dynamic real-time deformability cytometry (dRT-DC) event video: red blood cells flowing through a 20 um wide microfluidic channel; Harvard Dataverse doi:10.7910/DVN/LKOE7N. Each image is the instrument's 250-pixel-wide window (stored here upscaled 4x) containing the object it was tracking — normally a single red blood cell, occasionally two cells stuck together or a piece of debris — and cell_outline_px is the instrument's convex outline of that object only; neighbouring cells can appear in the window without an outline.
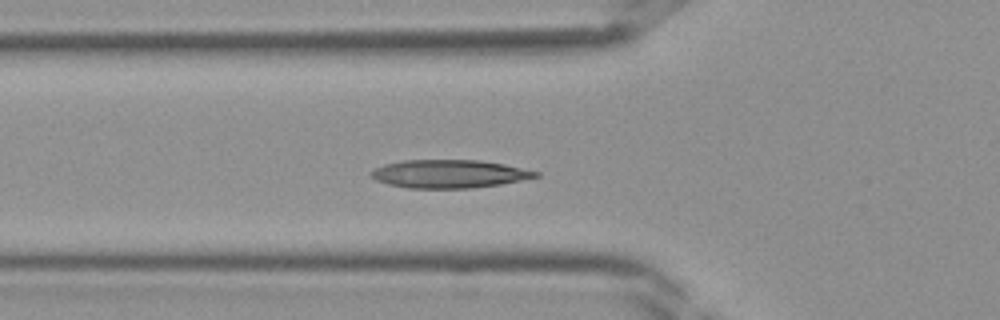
{"species": "Egyptian fruit bat (a non-hibernating species)", "species_latin": "Rousettus aegyptiacus", "temperature_condition": "room temperature", "stored_images_in_passage": 31, "camera_frame_rate_fps": 3000, "um_per_image_px": 0.085, "frame": {"image": 1, "passage_image": 4, "time_ms": 1.0, "image_size_px": [1000, 320], "cell_outline_px": [[540, 176], [500, 184], [472, 188], [408, 188], [388, 184], [376, 180], [372, 176], [372, 172], [376, 168], [384, 164], [404, 160], [480, 160], [504, 164], [540, 172]], "centroid_in_image_um": [38.2, 14.77], "position_along_channel_um": 87.6, "area_um2": 26.82}}
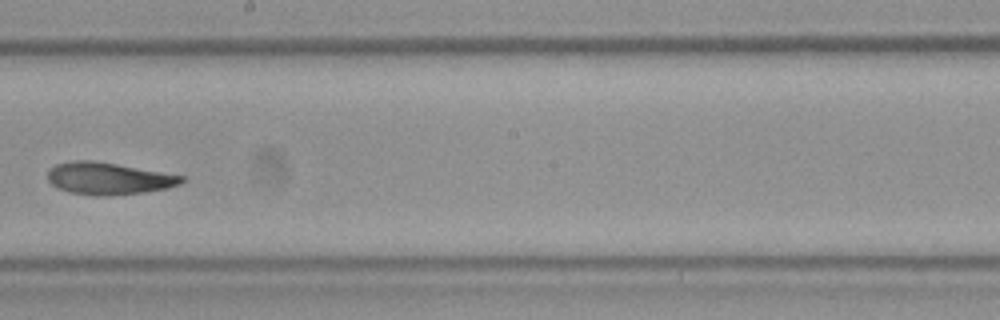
{"frame": {"image": 2, "passage_image": 13, "time_ms": 4.0, "image_size_px": [1000, 320], "cell_outline_px": [[184, 180], [180, 184], [168, 188], [144, 192], [108, 196], [92, 196], [68, 192], [56, 188], [48, 180], [48, 172], [56, 164], [72, 160], [92, 160], [116, 164], [184, 176]], "centroid_in_image_um": [9.19, 15.18], "position_along_channel_um": 239.0, "area_um2": 25.03}}
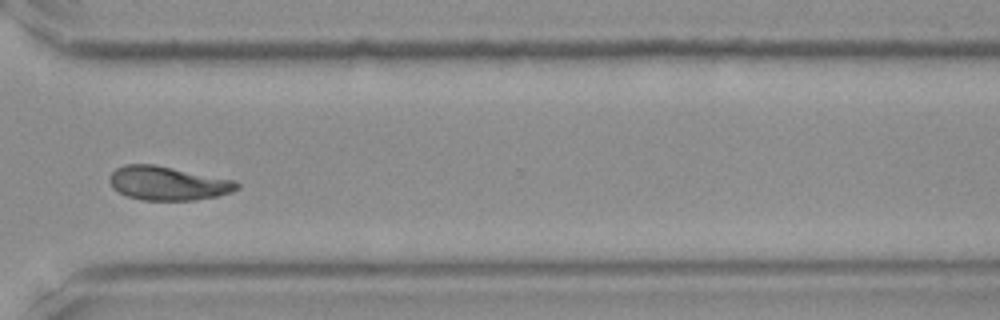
{"frame": {"image": 3, "passage_image": 20, "time_ms": 6.333, "image_size_px": [1000, 320], "cell_outline_px": [[240, 188], [232, 192], [220, 196], [196, 200], [140, 200], [128, 196], [112, 188], [108, 180], [108, 176], [116, 168], [124, 164], [152, 164], [236, 180], [240, 184]], "centroid_in_image_um": [14.28, 15.58], "position_along_channel_um": 356.3, "area_um2": 25.37}}